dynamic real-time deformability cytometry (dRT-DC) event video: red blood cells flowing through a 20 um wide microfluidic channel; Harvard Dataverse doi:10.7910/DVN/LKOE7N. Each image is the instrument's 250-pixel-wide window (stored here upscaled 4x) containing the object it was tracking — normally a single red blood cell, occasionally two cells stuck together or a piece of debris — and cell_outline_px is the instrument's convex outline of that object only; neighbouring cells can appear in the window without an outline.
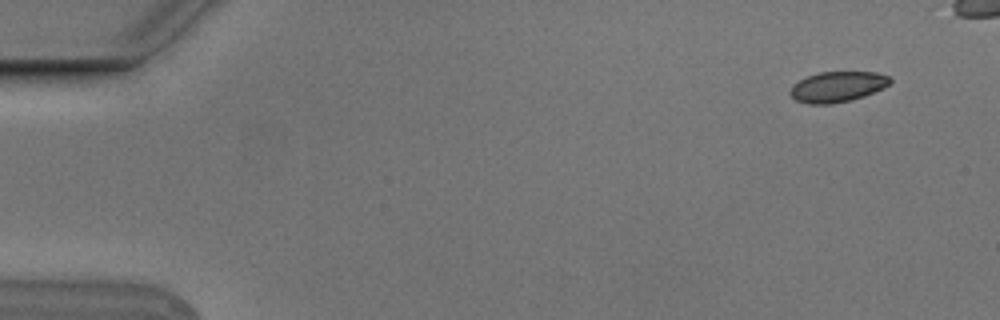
{"species": "Egyptian fruit bat (a non-hibernating species)", "species_latin": "Rousettus aegyptiacus", "temperature_condition": "cold", "stored_images_in_passage": 5, "camera_frame_rate_fps": 3000, "um_per_image_px": 0.085, "animal": {"sex": "male"}, "frame": {"image": 1, "passage_image": 1, "time_ms": 0.0, "image_size_px": [1000, 320], "cell_outline_px": [[892, 84], [884, 88], [864, 96], [852, 100], [832, 104], [808, 104], [796, 100], [788, 92], [792, 84], [808, 76], [820, 72], [876, 72], [888, 76], [892, 80]], "centroid_in_image_um": [71.2, 7.38], "position_along_channel_um": 13.8, "area_um2": 17.92}}